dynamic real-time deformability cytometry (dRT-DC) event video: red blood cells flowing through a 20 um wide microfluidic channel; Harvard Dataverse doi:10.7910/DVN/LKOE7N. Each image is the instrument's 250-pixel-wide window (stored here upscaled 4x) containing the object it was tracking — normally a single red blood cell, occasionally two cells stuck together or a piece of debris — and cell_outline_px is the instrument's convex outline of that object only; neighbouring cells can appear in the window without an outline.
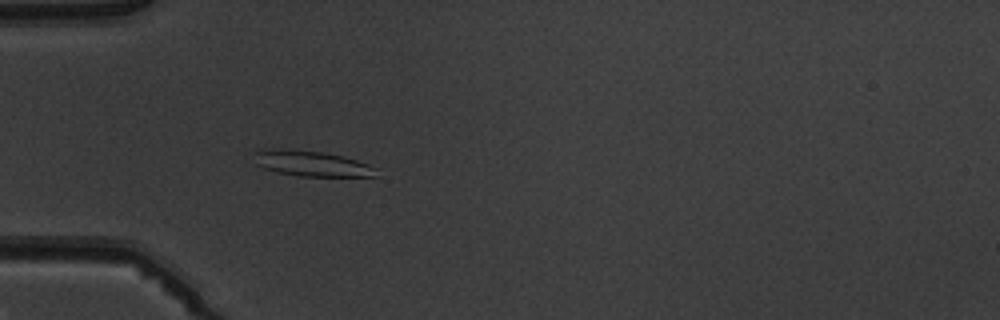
{"species": "common noctule bat (a hibernating species)", "species_latin": "Nyctalus noctula", "temperature_condition": "warm", "stored_images_in_passage": 4, "camera_frame_rate_fps": 3000, "um_per_image_px": 0.085, "animal": {"sex": "male", "body_mass_g": 19.5, "forearm_length_mm": 54.6}, "frame": {"image": 1, "passage_image": 4, "time_ms": 3.333, "image_size_px": [1000, 320], "cell_outline_px": [[376, 176], [296, 176], [276, 172], [264, 168], [256, 164], [252, 152], [324, 152], [356, 160], [368, 164], [376, 168]], "centroid_in_image_um": [26.57, 13.97], "position_along_channel_um": 58.4, "area_um2": 16.99}}